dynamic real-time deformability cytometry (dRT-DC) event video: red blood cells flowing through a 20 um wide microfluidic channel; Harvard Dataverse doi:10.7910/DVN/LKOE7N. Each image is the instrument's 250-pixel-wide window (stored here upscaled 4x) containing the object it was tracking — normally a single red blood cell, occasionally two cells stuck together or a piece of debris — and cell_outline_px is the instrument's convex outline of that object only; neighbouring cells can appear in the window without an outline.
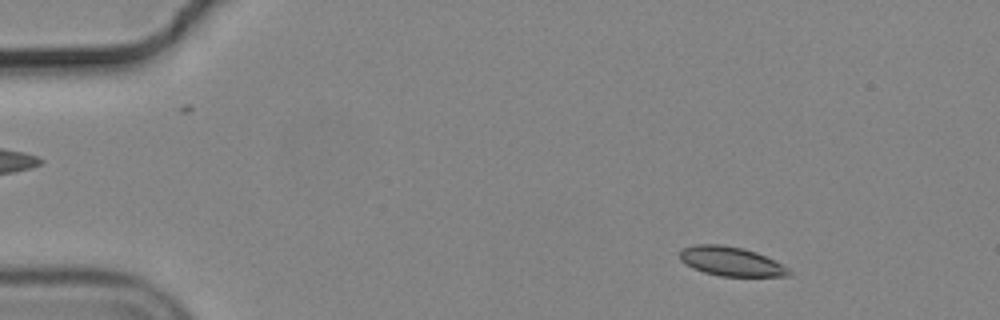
{"species": "common noctule bat (a hibernating species)", "species_latin": "Nyctalus noctula", "temperature_condition": "cold", "stored_images_in_passage": 52, "camera_frame_rate_fps": 3000, "um_per_image_px": 0.085, "animal": {"sex": "male", "body_mass_g": 19.2, "forearm_length_mm": 51.8}, "frame": {"image": 1, "passage_image": 4, "time_ms": 1.0, "image_size_px": [1000, 320], "cell_outline_px": [[792, 272], [788, 276], [720, 276], [704, 272], [692, 268], [680, 260], [680, 252], [684, 248], [696, 244], [720, 244], [744, 248], [756, 252], [788, 268]], "centroid_in_image_um": [62.11, 22.21], "position_along_channel_um": 22.9, "area_um2": 18.38}}
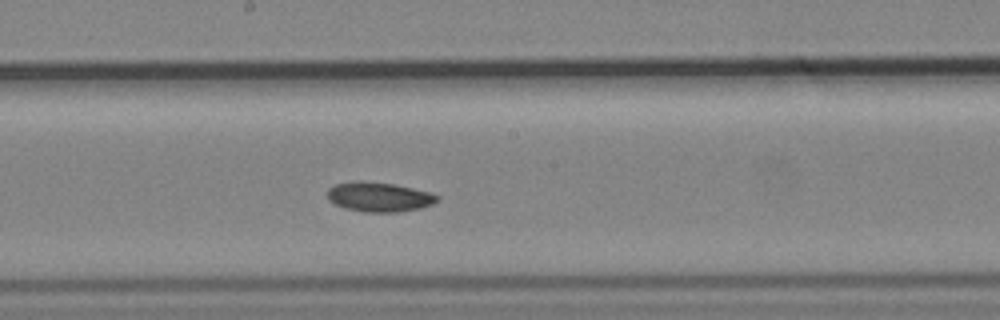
{"frame": {"image": 2, "passage_image": 27, "time_ms": 8.667, "image_size_px": [1000, 320], "cell_outline_px": [[440, 200], [432, 204], [420, 208], [400, 212], [364, 212], [344, 208], [328, 200], [328, 188], [336, 184], [356, 180], [360, 180], [392, 184], [432, 192], [440, 196]], "centroid_in_image_um": [32.24, 16.74], "position_along_channel_um": 216.0, "area_um2": 19.07}}
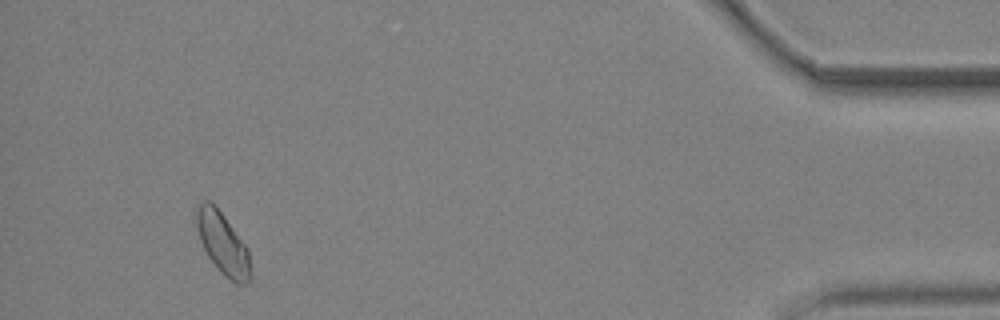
{"frame": {"image": 3, "passage_image": 49, "time_ms": 16.0, "image_size_px": [1000, 320], "cell_outline_px": [[252, 276], [248, 284], [236, 284], [224, 276], [216, 268], [208, 256], [200, 240], [192, 212], [204, 200], [208, 200], [224, 216], [248, 248], [252, 272]], "centroid_in_image_um": [18.93, 20.73], "position_along_channel_um": 416.3, "area_um2": 19.83}, "authors_computed_cell_mechanics": {"area_um2": 18.6405, "velocity_mm_per_s": 3.6596, "shape_relaxation_time_tau1_ms": 3.5222, "shape_relaxation_time_tau2_ms": null, "deformation_change_tau1": 0.0805, "deformation_change_tau2": null}}